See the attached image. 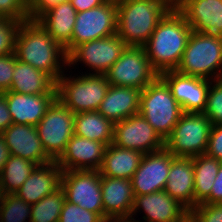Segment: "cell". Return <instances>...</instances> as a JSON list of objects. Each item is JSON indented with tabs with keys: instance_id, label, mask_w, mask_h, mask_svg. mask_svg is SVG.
Listing matches in <instances>:
<instances>
[{
	"instance_id": "obj_1",
	"label": "cell",
	"mask_w": 222,
	"mask_h": 222,
	"mask_svg": "<svg viewBox=\"0 0 222 222\" xmlns=\"http://www.w3.org/2000/svg\"><path fill=\"white\" fill-rule=\"evenodd\" d=\"M14 53L19 61L45 72L55 82L64 74L61 71V61L64 65L68 61L64 48L36 19L20 23Z\"/></svg>"
},
{
	"instance_id": "obj_2",
	"label": "cell",
	"mask_w": 222,
	"mask_h": 222,
	"mask_svg": "<svg viewBox=\"0 0 222 222\" xmlns=\"http://www.w3.org/2000/svg\"><path fill=\"white\" fill-rule=\"evenodd\" d=\"M191 32L192 28L176 8H171L159 21L143 46L151 67L158 74L177 69Z\"/></svg>"
},
{
	"instance_id": "obj_3",
	"label": "cell",
	"mask_w": 222,
	"mask_h": 222,
	"mask_svg": "<svg viewBox=\"0 0 222 222\" xmlns=\"http://www.w3.org/2000/svg\"><path fill=\"white\" fill-rule=\"evenodd\" d=\"M172 7L166 0H134L117 5V35L127 46L143 47Z\"/></svg>"
},
{
	"instance_id": "obj_4",
	"label": "cell",
	"mask_w": 222,
	"mask_h": 222,
	"mask_svg": "<svg viewBox=\"0 0 222 222\" xmlns=\"http://www.w3.org/2000/svg\"><path fill=\"white\" fill-rule=\"evenodd\" d=\"M176 71L208 80L219 79L222 74V36L192 31Z\"/></svg>"
},
{
	"instance_id": "obj_5",
	"label": "cell",
	"mask_w": 222,
	"mask_h": 222,
	"mask_svg": "<svg viewBox=\"0 0 222 222\" xmlns=\"http://www.w3.org/2000/svg\"><path fill=\"white\" fill-rule=\"evenodd\" d=\"M182 113L180 104L159 76L141 91L139 114L164 141L171 135Z\"/></svg>"
},
{
	"instance_id": "obj_6",
	"label": "cell",
	"mask_w": 222,
	"mask_h": 222,
	"mask_svg": "<svg viewBox=\"0 0 222 222\" xmlns=\"http://www.w3.org/2000/svg\"><path fill=\"white\" fill-rule=\"evenodd\" d=\"M56 81L57 98L74 114L98 111L110 86L104 74H85Z\"/></svg>"
},
{
	"instance_id": "obj_7",
	"label": "cell",
	"mask_w": 222,
	"mask_h": 222,
	"mask_svg": "<svg viewBox=\"0 0 222 222\" xmlns=\"http://www.w3.org/2000/svg\"><path fill=\"white\" fill-rule=\"evenodd\" d=\"M211 121L203 113L183 112L165 140V148L175 157L206 154Z\"/></svg>"
},
{
	"instance_id": "obj_8",
	"label": "cell",
	"mask_w": 222,
	"mask_h": 222,
	"mask_svg": "<svg viewBox=\"0 0 222 222\" xmlns=\"http://www.w3.org/2000/svg\"><path fill=\"white\" fill-rule=\"evenodd\" d=\"M75 114L58 98L35 126L47 155L57 161L74 135Z\"/></svg>"
},
{
	"instance_id": "obj_9",
	"label": "cell",
	"mask_w": 222,
	"mask_h": 222,
	"mask_svg": "<svg viewBox=\"0 0 222 222\" xmlns=\"http://www.w3.org/2000/svg\"><path fill=\"white\" fill-rule=\"evenodd\" d=\"M117 33V4H104L77 13L71 41L64 47L67 56L80 44Z\"/></svg>"
},
{
	"instance_id": "obj_10",
	"label": "cell",
	"mask_w": 222,
	"mask_h": 222,
	"mask_svg": "<svg viewBox=\"0 0 222 222\" xmlns=\"http://www.w3.org/2000/svg\"><path fill=\"white\" fill-rule=\"evenodd\" d=\"M110 85L143 90L159 74L151 67L144 47L127 46L104 74Z\"/></svg>"
},
{
	"instance_id": "obj_11",
	"label": "cell",
	"mask_w": 222,
	"mask_h": 222,
	"mask_svg": "<svg viewBox=\"0 0 222 222\" xmlns=\"http://www.w3.org/2000/svg\"><path fill=\"white\" fill-rule=\"evenodd\" d=\"M61 188L68 202L77 204L104 219L99 170H67L61 175Z\"/></svg>"
},
{
	"instance_id": "obj_12",
	"label": "cell",
	"mask_w": 222,
	"mask_h": 222,
	"mask_svg": "<svg viewBox=\"0 0 222 222\" xmlns=\"http://www.w3.org/2000/svg\"><path fill=\"white\" fill-rule=\"evenodd\" d=\"M126 47V43L117 34L92 40L78 45L67 56V65L83 61L82 63L91 67L92 71L95 70V74H105L120 58Z\"/></svg>"
},
{
	"instance_id": "obj_13",
	"label": "cell",
	"mask_w": 222,
	"mask_h": 222,
	"mask_svg": "<svg viewBox=\"0 0 222 222\" xmlns=\"http://www.w3.org/2000/svg\"><path fill=\"white\" fill-rule=\"evenodd\" d=\"M113 144L143 154L165 147V141L140 114L114 123Z\"/></svg>"
},
{
	"instance_id": "obj_14",
	"label": "cell",
	"mask_w": 222,
	"mask_h": 222,
	"mask_svg": "<svg viewBox=\"0 0 222 222\" xmlns=\"http://www.w3.org/2000/svg\"><path fill=\"white\" fill-rule=\"evenodd\" d=\"M173 156L165 147L144 154L131 178L134 195H145L164 190Z\"/></svg>"
},
{
	"instance_id": "obj_15",
	"label": "cell",
	"mask_w": 222,
	"mask_h": 222,
	"mask_svg": "<svg viewBox=\"0 0 222 222\" xmlns=\"http://www.w3.org/2000/svg\"><path fill=\"white\" fill-rule=\"evenodd\" d=\"M159 77L167 84L183 112L203 113L210 80L184 75L176 70L162 72Z\"/></svg>"
},
{
	"instance_id": "obj_16",
	"label": "cell",
	"mask_w": 222,
	"mask_h": 222,
	"mask_svg": "<svg viewBox=\"0 0 222 222\" xmlns=\"http://www.w3.org/2000/svg\"><path fill=\"white\" fill-rule=\"evenodd\" d=\"M1 135L10 155L25 158L38 166L53 162L44 150L35 126L12 123Z\"/></svg>"
},
{
	"instance_id": "obj_17",
	"label": "cell",
	"mask_w": 222,
	"mask_h": 222,
	"mask_svg": "<svg viewBox=\"0 0 222 222\" xmlns=\"http://www.w3.org/2000/svg\"><path fill=\"white\" fill-rule=\"evenodd\" d=\"M106 147L102 142L85 139L74 134L56 162L62 171L99 170Z\"/></svg>"
},
{
	"instance_id": "obj_18",
	"label": "cell",
	"mask_w": 222,
	"mask_h": 222,
	"mask_svg": "<svg viewBox=\"0 0 222 222\" xmlns=\"http://www.w3.org/2000/svg\"><path fill=\"white\" fill-rule=\"evenodd\" d=\"M176 9L192 31L222 36V0H185Z\"/></svg>"
},
{
	"instance_id": "obj_19",
	"label": "cell",
	"mask_w": 222,
	"mask_h": 222,
	"mask_svg": "<svg viewBox=\"0 0 222 222\" xmlns=\"http://www.w3.org/2000/svg\"><path fill=\"white\" fill-rule=\"evenodd\" d=\"M134 196L131 215L141 208L146 213L143 219L147 222H179L189 213L185 206L165 190Z\"/></svg>"
},
{
	"instance_id": "obj_20",
	"label": "cell",
	"mask_w": 222,
	"mask_h": 222,
	"mask_svg": "<svg viewBox=\"0 0 222 222\" xmlns=\"http://www.w3.org/2000/svg\"><path fill=\"white\" fill-rule=\"evenodd\" d=\"M13 123L36 126L57 94H21L4 92Z\"/></svg>"
},
{
	"instance_id": "obj_21",
	"label": "cell",
	"mask_w": 222,
	"mask_h": 222,
	"mask_svg": "<svg viewBox=\"0 0 222 222\" xmlns=\"http://www.w3.org/2000/svg\"><path fill=\"white\" fill-rule=\"evenodd\" d=\"M62 172L56 161L37 166L15 194L27 203L35 204L61 187Z\"/></svg>"
},
{
	"instance_id": "obj_22",
	"label": "cell",
	"mask_w": 222,
	"mask_h": 222,
	"mask_svg": "<svg viewBox=\"0 0 222 222\" xmlns=\"http://www.w3.org/2000/svg\"><path fill=\"white\" fill-rule=\"evenodd\" d=\"M164 190L189 211L195 207L193 157H174Z\"/></svg>"
},
{
	"instance_id": "obj_23",
	"label": "cell",
	"mask_w": 222,
	"mask_h": 222,
	"mask_svg": "<svg viewBox=\"0 0 222 222\" xmlns=\"http://www.w3.org/2000/svg\"><path fill=\"white\" fill-rule=\"evenodd\" d=\"M101 190L104 219L132 214L135 196L131 179L101 176Z\"/></svg>"
},
{
	"instance_id": "obj_24",
	"label": "cell",
	"mask_w": 222,
	"mask_h": 222,
	"mask_svg": "<svg viewBox=\"0 0 222 222\" xmlns=\"http://www.w3.org/2000/svg\"><path fill=\"white\" fill-rule=\"evenodd\" d=\"M141 91L137 88L110 85L98 112L113 124L139 114Z\"/></svg>"
},
{
	"instance_id": "obj_25",
	"label": "cell",
	"mask_w": 222,
	"mask_h": 222,
	"mask_svg": "<svg viewBox=\"0 0 222 222\" xmlns=\"http://www.w3.org/2000/svg\"><path fill=\"white\" fill-rule=\"evenodd\" d=\"M76 15L71 3L64 1L43 12L36 20L64 48L71 41Z\"/></svg>"
},
{
	"instance_id": "obj_26",
	"label": "cell",
	"mask_w": 222,
	"mask_h": 222,
	"mask_svg": "<svg viewBox=\"0 0 222 222\" xmlns=\"http://www.w3.org/2000/svg\"><path fill=\"white\" fill-rule=\"evenodd\" d=\"M21 94H57L56 82L45 72L16 59L11 88Z\"/></svg>"
},
{
	"instance_id": "obj_27",
	"label": "cell",
	"mask_w": 222,
	"mask_h": 222,
	"mask_svg": "<svg viewBox=\"0 0 222 222\" xmlns=\"http://www.w3.org/2000/svg\"><path fill=\"white\" fill-rule=\"evenodd\" d=\"M143 156L140 151L121 148L111 143L105 149L99 172L101 176L110 178L131 179Z\"/></svg>"
},
{
	"instance_id": "obj_28",
	"label": "cell",
	"mask_w": 222,
	"mask_h": 222,
	"mask_svg": "<svg viewBox=\"0 0 222 222\" xmlns=\"http://www.w3.org/2000/svg\"><path fill=\"white\" fill-rule=\"evenodd\" d=\"M114 124L98 111L75 114L74 134L76 136L99 141L106 146L113 143Z\"/></svg>"
},
{
	"instance_id": "obj_29",
	"label": "cell",
	"mask_w": 222,
	"mask_h": 222,
	"mask_svg": "<svg viewBox=\"0 0 222 222\" xmlns=\"http://www.w3.org/2000/svg\"><path fill=\"white\" fill-rule=\"evenodd\" d=\"M221 161L201 154L193 157L195 206L203 203L209 196Z\"/></svg>"
},
{
	"instance_id": "obj_30",
	"label": "cell",
	"mask_w": 222,
	"mask_h": 222,
	"mask_svg": "<svg viewBox=\"0 0 222 222\" xmlns=\"http://www.w3.org/2000/svg\"><path fill=\"white\" fill-rule=\"evenodd\" d=\"M38 165L22 157L10 155L0 172L4 194H14Z\"/></svg>"
},
{
	"instance_id": "obj_31",
	"label": "cell",
	"mask_w": 222,
	"mask_h": 222,
	"mask_svg": "<svg viewBox=\"0 0 222 222\" xmlns=\"http://www.w3.org/2000/svg\"><path fill=\"white\" fill-rule=\"evenodd\" d=\"M65 202V192L60 187L39 202L32 204L31 220L29 222H58Z\"/></svg>"
},
{
	"instance_id": "obj_32",
	"label": "cell",
	"mask_w": 222,
	"mask_h": 222,
	"mask_svg": "<svg viewBox=\"0 0 222 222\" xmlns=\"http://www.w3.org/2000/svg\"><path fill=\"white\" fill-rule=\"evenodd\" d=\"M32 205L15 193L4 194L0 204V222H27L31 220Z\"/></svg>"
},
{
	"instance_id": "obj_33",
	"label": "cell",
	"mask_w": 222,
	"mask_h": 222,
	"mask_svg": "<svg viewBox=\"0 0 222 222\" xmlns=\"http://www.w3.org/2000/svg\"><path fill=\"white\" fill-rule=\"evenodd\" d=\"M212 82L216 84L211 86ZM203 114L208 117L212 126L222 124V80L211 81Z\"/></svg>"
},
{
	"instance_id": "obj_34",
	"label": "cell",
	"mask_w": 222,
	"mask_h": 222,
	"mask_svg": "<svg viewBox=\"0 0 222 222\" xmlns=\"http://www.w3.org/2000/svg\"><path fill=\"white\" fill-rule=\"evenodd\" d=\"M58 222H103V218L65 199Z\"/></svg>"
},
{
	"instance_id": "obj_35",
	"label": "cell",
	"mask_w": 222,
	"mask_h": 222,
	"mask_svg": "<svg viewBox=\"0 0 222 222\" xmlns=\"http://www.w3.org/2000/svg\"><path fill=\"white\" fill-rule=\"evenodd\" d=\"M20 23V21L11 18H2L0 20V55L14 53L15 39Z\"/></svg>"
},
{
	"instance_id": "obj_36",
	"label": "cell",
	"mask_w": 222,
	"mask_h": 222,
	"mask_svg": "<svg viewBox=\"0 0 222 222\" xmlns=\"http://www.w3.org/2000/svg\"><path fill=\"white\" fill-rule=\"evenodd\" d=\"M0 16L20 22L29 20L28 0H0Z\"/></svg>"
},
{
	"instance_id": "obj_37",
	"label": "cell",
	"mask_w": 222,
	"mask_h": 222,
	"mask_svg": "<svg viewBox=\"0 0 222 222\" xmlns=\"http://www.w3.org/2000/svg\"><path fill=\"white\" fill-rule=\"evenodd\" d=\"M189 213L197 222H222V203H201Z\"/></svg>"
},
{
	"instance_id": "obj_38",
	"label": "cell",
	"mask_w": 222,
	"mask_h": 222,
	"mask_svg": "<svg viewBox=\"0 0 222 222\" xmlns=\"http://www.w3.org/2000/svg\"><path fill=\"white\" fill-rule=\"evenodd\" d=\"M16 59L15 53L0 55V93L7 92L11 88Z\"/></svg>"
},
{
	"instance_id": "obj_39",
	"label": "cell",
	"mask_w": 222,
	"mask_h": 222,
	"mask_svg": "<svg viewBox=\"0 0 222 222\" xmlns=\"http://www.w3.org/2000/svg\"><path fill=\"white\" fill-rule=\"evenodd\" d=\"M206 154L222 162V124L212 126Z\"/></svg>"
},
{
	"instance_id": "obj_40",
	"label": "cell",
	"mask_w": 222,
	"mask_h": 222,
	"mask_svg": "<svg viewBox=\"0 0 222 222\" xmlns=\"http://www.w3.org/2000/svg\"><path fill=\"white\" fill-rule=\"evenodd\" d=\"M68 0H28L29 17L37 19L43 12L52 6Z\"/></svg>"
},
{
	"instance_id": "obj_41",
	"label": "cell",
	"mask_w": 222,
	"mask_h": 222,
	"mask_svg": "<svg viewBox=\"0 0 222 222\" xmlns=\"http://www.w3.org/2000/svg\"><path fill=\"white\" fill-rule=\"evenodd\" d=\"M203 203H222V162L216 180L213 183L210 196Z\"/></svg>"
},
{
	"instance_id": "obj_42",
	"label": "cell",
	"mask_w": 222,
	"mask_h": 222,
	"mask_svg": "<svg viewBox=\"0 0 222 222\" xmlns=\"http://www.w3.org/2000/svg\"><path fill=\"white\" fill-rule=\"evenodd\" d=\"M13 123L4 93H0V134Z\"/></svg>"
},
{
	"instance_id": "obj_43",
	"label": "cell",
	"mask_w": 222,
	"mask_h": 222,
	"mask_svg": "<svg viewBox=\"0 0 222 222\" xmlns=\"http://www.w3.org/2000/svg\"><path fill=\"white\" fill-rule=\"evenodd\" d=\"M77 13L86 11L104 4L107 0H68Z\"/></svg>"
},
{
	"instance_id": "obj_44",
	"label": "cell",
	"mask_w": 222,
	"mask_h": 222,
	"mask_svg": "<svg viewBox=\"0 0 222 222\" xmlns=\"http://www.w3.org/2000/svg\"><path fill=\"white\" fill-rule=\"evenodd\" d=\"M10 156L8 147L5 144L3 136L0 134V172L2 171L6 161Z\"/></svg>"
},
{
	"instance_id": "obj_45",
	"label": "cell",
	"mask_w": 222,
	"mask_h": 222,
	"mask_svg": "<svg viewBox=\"0 0 222 222\" xmlns=\"http://www.w3.org/2000/svg\"><path fill=\"white\" fill-rule=\"evenodd\" d=\"M103 222H139L132 218V215L129 216H119V217H106L103 219Z\"/></svg>"
},
{
	"instance_id": "obj_46",
	"label": "cell",
	"mask_w": 222,
	"mask_h": 222,
	"mask_svg": "<svg viewBox=\"0 0 222 222\" xmlns=\"http://www.w3.org/2000/svg\"><path fill=\"white\" fill-rule=\"evenodd\" d=\"M185 0H166V2L172 7L177 8Z\"/></svg>"
},
{
	"instance_id": "obj_47",
	"label": "cell",
	"mask_w": 222,
	"mask_h": 222,
	"mask_svg": "<svg viewBox=\"0 0 222 222\" xmlns=\"http://www.w3.org/2000/svg\"><path fill=\"white\" fill-rule=\"evenodd\" d=\"M179 222H197L196 219L190 214L188 213L182 220H180Z\"/></svg>"
},
{
	"instance_id": "obj_48",
	"label": "cell",
	"mask_w": 222,
	"mask_h": 222,
	"mask_svg": "<svg viewBox=\"0 0 222 222\" xmlns=\"http://www.w3.org/2000/svg\"><path fill=\"white\" fill-rule=\"evenodd\" d=\"M111 1H113L115 4H121V3H123V2H129V1H134V0H111Z\"/></svg>"
},
{
	"instance_id": "obj_49",
	"label": "cell",
	"mask_w": 222,
	"mask_h": 222,
	"mask_svg": "<svg viewBox=\"0 0 222 222\" xmlns=\"http://www.w3.org/2000/svg\"><path fill=\"white\" fill-rule=\"evenodd\" d=\"M3 195H4V193L2 191V187H1V184H0V204L2 202Z\"/></svg>"
}]
</instances>
